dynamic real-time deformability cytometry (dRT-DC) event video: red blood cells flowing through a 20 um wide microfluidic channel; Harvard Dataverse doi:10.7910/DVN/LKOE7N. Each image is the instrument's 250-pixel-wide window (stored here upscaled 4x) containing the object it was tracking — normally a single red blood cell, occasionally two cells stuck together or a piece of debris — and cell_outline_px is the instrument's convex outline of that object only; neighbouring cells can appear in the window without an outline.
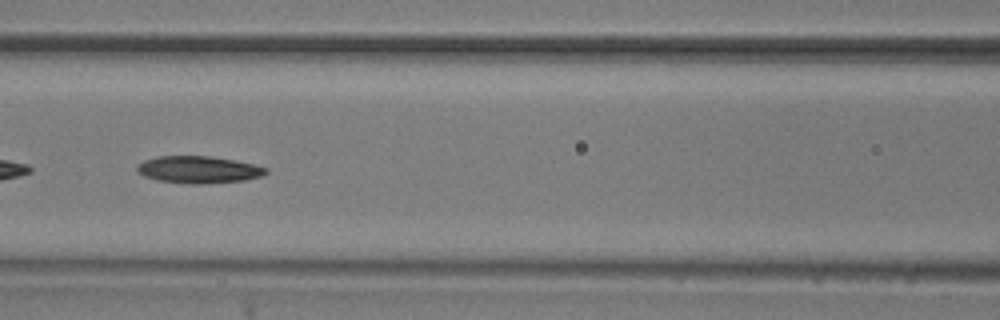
{"species": "common noctule bat (a hibernating species)", "species_latin": "Nyctalus noctula", "temperature_condition": "room temperature", "stored_images_in_passage": 54, "camera_frame_rate_fps": 3000, "um_per_image_px": 0.085, "animal": {"sex": "male", "body_mass_g": 20.5, "forearm_length_mm": 52.5}, "frame": {"image": 1, "passage_image": 23, "time_ms": 7.333, "image_size_px": [1000, 320], "cell_outline_px": [[268, 172], [260, 176], [244, 180], [200, 184], [192, 184], [156, 180], [144, 176], [136, 172], [136, 164], [144, 160], [156, 156], [208, 156], [256, 164], [268, 168]], "centroid_in_image_um": [16.83, 14.41], "position_along_channel_um": 149.8, "area_um2": 20.4}}